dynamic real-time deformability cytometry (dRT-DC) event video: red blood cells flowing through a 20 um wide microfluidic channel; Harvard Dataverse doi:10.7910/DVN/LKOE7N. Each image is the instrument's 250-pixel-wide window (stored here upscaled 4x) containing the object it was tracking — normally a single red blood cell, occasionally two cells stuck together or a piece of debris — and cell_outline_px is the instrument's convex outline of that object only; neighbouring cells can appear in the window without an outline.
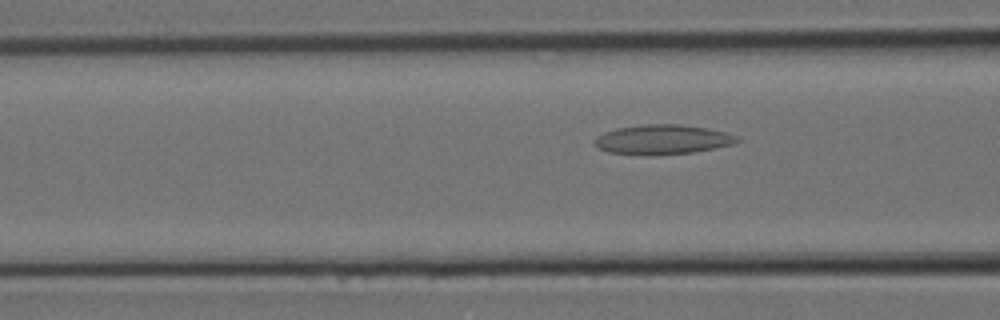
{"species": "Egyptian fruit bat (a non-hibernating species)", "species_latin": "Rousettus aegyptiacus", "temperature_condition": "room temperature", "stored_images_in_passage": 7, "segment_of_instrument_passage": [2, 2], "camera_frame_rate_fps": 3000, "um_per_image_px": 0.085, "animal": {"sex": "female"}, "frame": {"image": 1, "passage_image": 7, "time_ms": 2.0, "image_size_px": [1000, 320], "cell_outline_px": [[740, 140], [732, 144], [692, 152], [652, 156], [608, 152], [596, 148], [592, 144], [592, 140], [596, 136], [604, 132], [616, 128], [644, 124], [676, 124], [708, 128], [724, 132], [736, 136]], "centroid_in_image_um": [56.21, 11.86], "position_along_channel_um": 110.4, "area_um2": 24.74}}